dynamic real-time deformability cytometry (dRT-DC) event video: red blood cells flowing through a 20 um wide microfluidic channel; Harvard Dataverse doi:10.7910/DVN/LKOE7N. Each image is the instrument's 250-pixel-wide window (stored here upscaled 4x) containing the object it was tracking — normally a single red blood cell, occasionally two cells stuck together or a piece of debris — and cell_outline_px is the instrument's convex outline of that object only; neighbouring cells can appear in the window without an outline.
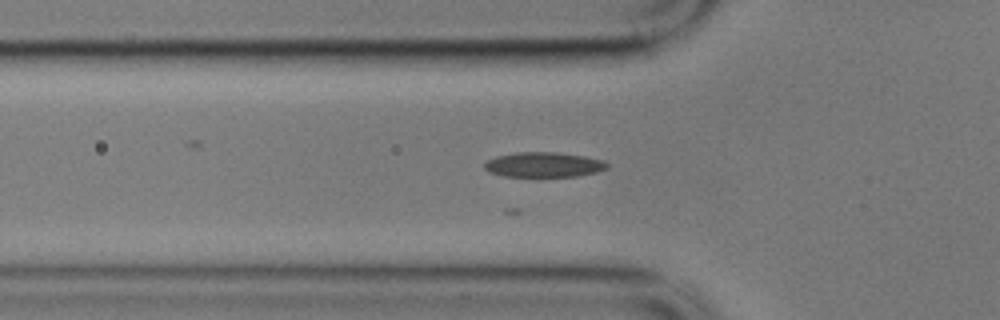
{"species": "common noctule bat (a hibernating species)", "species_latin": "Nyctalus noctula", "temperature_condition": "cold", "stored_images_in_passage": 25, "camera_frame_rate_fps": 3000, "um_per_image_px": 0.085, "animal": {"sex": "male", "body_mass_g": 17.9}, "frame": {"image": 1, "passage_image": 3, "time_ms": 0.667, "image_size_px": [1000, 320], "cell_outline_px": [[608, 168], [596, 172], [576, 176], [540, 180], [504, 176], [488, 172], [484, 168], [484, 164], [488, 160], [496, 156], [516, 152], [556, 152], [584, 156], [604, 160], [608, 164]], "centroid_in_image_um": [46.19, 14.05], "position_along_channel_um": 79.6, "area_um2": 18.84}}
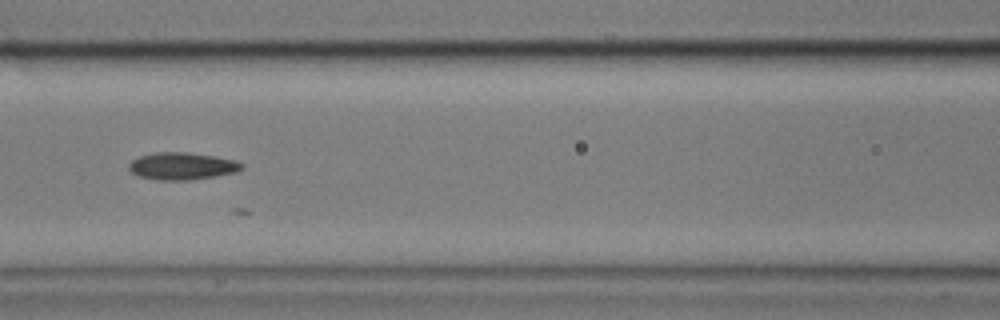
{"frame": {"image": 2, "passage_image": 9, "time_ms": 2.667, "image_size_px": [1000, 320], "cell_outline_px": [[244, 168], [236, 172], [192, 180], [156, 180], [140, 176], [132, 172], [128, 168], [128, 164], [132, 160], [140, 156], [156, 152], [184, 152], [212, 156], [236, 160], [244, 164]], "centroid_in_image_um": [15.48, 14.12], "position_along_channel_um": 151.1, "area_um2": 17.86}}
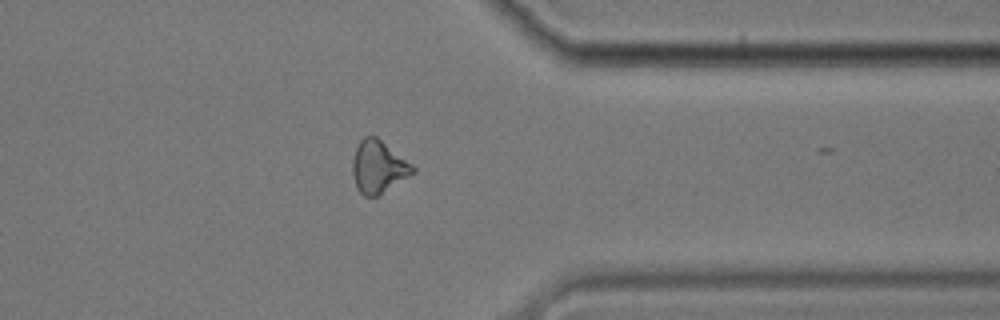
{"frame": {"image": 3, "passage_image": 23, "time_ms": 7.333, "image_size_px": [1000, 320], "cell_outline_px": [[416, 172], [380, 196], [364, 196], [356, 188], [352, 176], [352, 160], [356, 148], [360, 140], [364, 136], [376, 136], [412, 164], [416, 168]], "centroid_in_image_um": [32.16, 14.21], "position_along_channel_um": 379.2, "area_um2": 18.67}}